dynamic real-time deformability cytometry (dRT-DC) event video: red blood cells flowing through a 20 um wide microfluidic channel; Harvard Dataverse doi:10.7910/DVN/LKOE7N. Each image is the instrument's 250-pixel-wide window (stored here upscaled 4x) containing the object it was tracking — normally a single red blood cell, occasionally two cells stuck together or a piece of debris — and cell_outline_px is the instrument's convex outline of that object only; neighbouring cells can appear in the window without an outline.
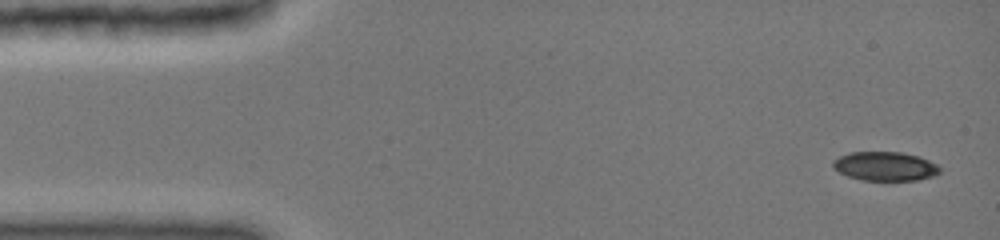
{"species": "common noctule bat (a hibernating species)", "species_latin": "Nyctalus noctula", "temperature_condition": "cold", "stored_images_in_passage": 15, "camera_frame_rate_fps": 3000, "um_per_image_px": 0.085, "animal": {"sex": "female", "body_mass_g": 19.0, "forearm_length_mm": 51.5}, "frame": {"image": 1, "passage_image": 1, "time_ms": 0.0, "image_size_px": [1000, 240], "cell_outline_px": [[940, 172], [936, 176], [916, 180], [864, 180], [848, 176], [832, 168], [832, 160], [848, 152], [900, 152], [916, 156], [928, 160], [936, 164], [940, 168]], "centroid_in_image_um": [75.21, 14.13], "position_along_channel_um": 9.8, "area_um2": 18.03}}
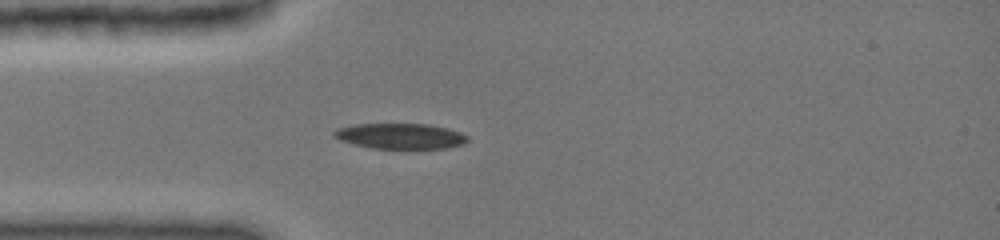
{"frame": {"image": 2, "passage_image": 15, "time_ms": 3.667, "image_size_px": [1000, 240], "cell_outline_px": [[468, 140], [464, 144], [444, 148], [372, 148], [340, 140], [332, 136], [332, 132], [336, 128], [356, 124], [428, 124], [448, 128], [460, 132], [468, 136]], "centroid_in_image_um": [34.02, 11.56], "position_along_channel_um": 51.0, "area_um2": 19.77}}